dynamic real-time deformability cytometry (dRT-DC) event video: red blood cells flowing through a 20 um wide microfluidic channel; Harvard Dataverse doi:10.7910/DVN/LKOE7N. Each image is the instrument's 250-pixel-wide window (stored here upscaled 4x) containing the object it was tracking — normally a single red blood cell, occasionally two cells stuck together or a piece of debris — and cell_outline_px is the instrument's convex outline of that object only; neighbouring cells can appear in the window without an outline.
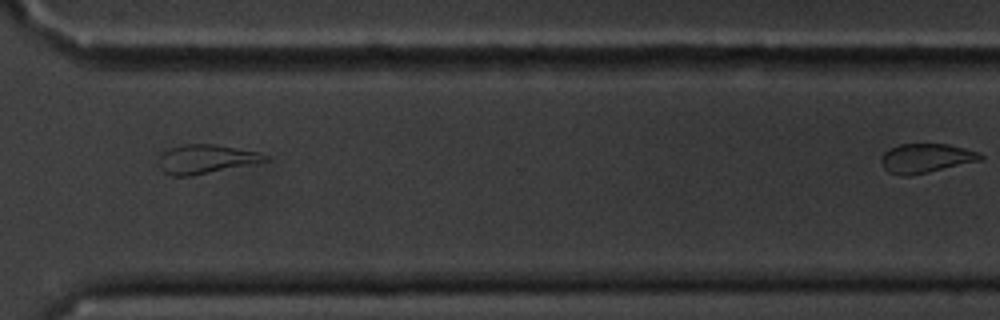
{"species": "common noctule bat (a hibernating species)", "species_latin": "Nyctalus noctula", "temperature_condition": "cold", "stored_images_in_passage": 9, "segment_of_instrument_passage": [2, 2], "camera_frame_rate_fps": 3000, "um_per_image_px": 0.085, "animal": {"sex": "male", "body_mass_g": 20.1, "forearm_length_mm": 53.5}, "frame": {"image": 1, "passage_image": 9, "time_ms": 10.0, "image_size_px": [1000, 320], "cell_outline_px": [[984, 156], [980, 160], [928, 172], [908, 176], [900, 176], [888, 172], [880, 164], [880, 160], [884, 152], [900, 144], [948, 144], [964, 148], [976, 152]], "centroid_in_image_um": [78.65, 13.45], "position_along_channel_um": 292.0, "area_um2": 16.7}}